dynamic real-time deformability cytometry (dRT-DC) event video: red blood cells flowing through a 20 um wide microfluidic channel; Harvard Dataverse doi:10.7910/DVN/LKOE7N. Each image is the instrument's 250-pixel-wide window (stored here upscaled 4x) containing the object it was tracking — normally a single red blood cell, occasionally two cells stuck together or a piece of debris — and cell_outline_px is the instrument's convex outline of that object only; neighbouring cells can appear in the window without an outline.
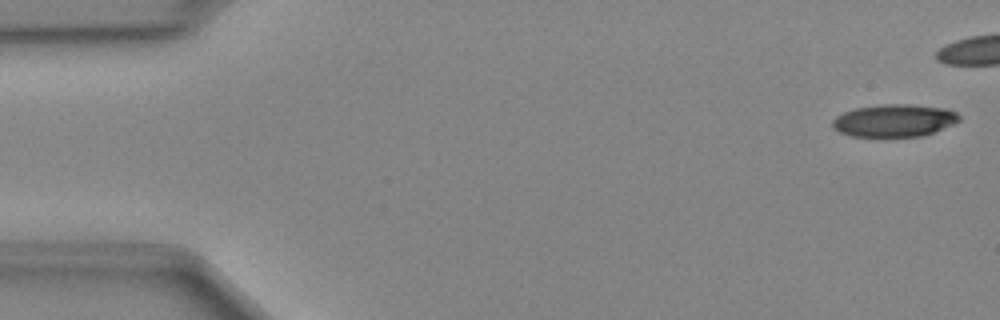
{"species": "Egyptian fruit bat (a non-hibernating species)", "species_latin": "Rousettus aegyptiacus", "temperature_condition": "cold", "stored_images_in_passage": 9, "camera_frame_rate_fps": 3000, "um_per_image_px": 0.085, "animal": {"sex": "female"}, "frame": {"image": 1, "passage_image": 1, "time_ms": 0.0, "image_size_px": [1000, 320], "cell_outline_px": [[960, 120], [952, 124], [924, 136], [852, 136], [840, 132], [832, 128], [832, 120], [836, 116], [844, 112], [856, 108], [884, 104], [912, 104], [948, 108], [956, 112], [960, 116]], "centroid_in_image_um": [76.02, 10.23], "position_along_channel_um": 9.0, "area_um2": 23.99}}